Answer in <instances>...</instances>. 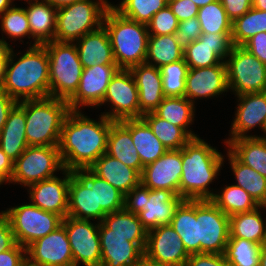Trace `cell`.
Segmentation results:
<instances>
[{
	"label": "cell",
	"mask_w": 266,
	"mask_h": 266,
	"mask_svg": "<svg viewBox=\"0 0 266 266\" xmlns=\"http://www.w3.org/2000/svg\"><path fill=\"white\" fill-rule=\"evenodd\" d=\"M184 50L174 39V34L149 35L145 63L157 68L184 59Z\"/></svg>",
	"instance_id": "obj_39"
},
{
	"label": "cell",
	"mask_w": 266,
	"mask_h": 266,
	"mask_svg": "<svg viewBox=\"0 0 266 266\" xmlns=\"http://www.w3.org/2000/svg\"><path fill=\"white\" fill-rule=\"evenodd\" d=\"M131 137L143 167L153 163L167 151L142 118L131 119Z\"/></svg>",
	"instance_id": "obj_37"
},
{
	"label": "cell",
	"mask_w": 266,
	"mask_h": 266,
	"mask_svg": "<svg viewBox=\"0 0 266 266\" xmlns=\"http://www.w3.org/2000/svg\"><path fill=\"white\" fill-rule=\"evenodd\" d=\"M7 61L8 58H0V88L4 82Z\"/></svg>",
	"instance_id": "obj_61"
},
{
	"label": "cell",
	"mask_w": 266,
	"mask_h": 266,
	"mask_svg": "<svg viewBox=\"0 0 266 266\" xmlns=\"http://www.w3.org/2000/svg\"><path fill=\"white\" fill-rule=\"evenodd\" d=\"M93 222L70 216L62 221L69 238L74 266H101L99 222Z\"/></svg>",
	"instance_id": "obj_14"
},
{
	"label": "cell",
	"mask_w": 266,
	"mask_h": 266,
	"mask_svg": "<svg viewBox=\"0 0 266 266\" xmlns=\"http://www.w3.org/2000/svg\"><path fill=\"white\" fill-rule=\"evenodd\" d=\"M103 25L109 34L114 59L120 69L145 63L149 38L146 24L123 17L110 6L105 12Z\"/></svg>",
	"instance_id": "obj_4"
},
{
	"label": "cell",
	"mask_w": 266,
	"mask_h": 266,
	"mask_svg": "<svg viewBox=\"0 0 266 266\" xmlns=\"http://www.w3.org/2000/svg\"><path fill=\"white\" fill-rule=\"evenodd\" d=\"M260 266H266V244L261 245L260 249Z\"/></svg>",
	"instance_id": "obj_64"
},
{
	"label": "cell",
	"mask_w": 266,
	"mask_h": 266,
	"mask_svg": "<svg viewBox=\"0 0 266 266\" xmlns=\"http://www.w3.org/2000/svg\"><path fill=\"white\" fill-rule=\"evenodd\" d=\"M0 89L16 102L49 97V56L46 48L43 45L28 46L24 53H15L12 48Z\"/></svg>",
	"instance_id": "obj_2"
},
{
	"label": "cell",
	"mask_w": 266,
	"mask_h": 266,
	"mask_svg": "<svg viewBox=\"0 0 266 266\" xmlns=\"http://www.w3.org/2000/svg\"><path fill=\"white\" fill-rule=\"evenodd\" d=\"M101 266H133L144 252L127 237L109 234V228L99 222Z\"/></svg>",
	"instance_id": "obj_24"
},
{
	"label": "cell",
	"mask_w": 266,
	"mask_h": 266,
	"mask_svg": "<svg viewBox=\"0 0 266 266\" xmlns=\"http://www.w3.org/2000/svg\"><path fill=\"white\" fill-rule=\"evenodd\" d=\"M26 257V248L16 243L11 249L0 252V266H19Z\"/></svg>",
	"instance_id": "obj_55"
},
{
	"label": "cell",
	"mask_w": 266,
	"mask_h": 266,
	"mask_svg": "<svg viewBox=\"0 0 266 266\" xmlns=\"http://www.w3.org/2000/svg\"><path fill=\"white\" fill-rule=\"evenodd\" d=\"M201 34V25L196 16L179 22L174 39L185 50L193 41L199 39Z\"/></svg>",
	"instance_id": "obj_49"
},
{
	"label": "cell",
	"mask_w": 266,
	"mask_h": 266,
	"mask_svg": "<svg viewBox=\"0 0 266 266\" xmlns=\"http://www.w3.org/2000/svg\"><path fill=\"white\" fill-rule=\"evenodd\" d=\"M262 132H263V134L262 135L259 134V136H257V137L266 140V119H265L264 125L262 127Z\"/></svg>",
	"instance_id": "obj_67"
},
{
	"label": "cell",
	"mask_w": 266,
	"mask_h": 266,
	"mask_svg": "<svg viewBox=\"0 0 266 266\" xmlns=\"http://www.w3.org/2000/svg\"><path fill=\"white\" fill-rule=\"evenodd\" d=\"M89 169L118 189L124 196L141 183L140 173L120 160L104 153Z\"/></svg>",
	"instance_id": "obj_29"
},
{
	"label": "cell",
	"mask_w": 266,
	"mask_h": 266,
	"mask_svg": "<svg viewBox=\"0 0 266 266\" xmlns=\"http://www.w3.org/2000/svg\"><path fill=\"white\" fill-rule=\"evenodd\" d=\"M191 1H193L200 8L216 0H191Z\"/></svg>",
	"instance_id": "obj_66"
},
{
	"label": "cell",
	"mask_w": 266,
	"mask_h": 266,
	"mask_svg": "<svg viewBox=\"0 0 266 266\" xmlns=\"http://www.w3.org/2000/svg\"><path fill=\"white\" fill-rule=\"evenodd\" d=\"M141 118L167 150L182 149L192 139L183 128L170 124L153 112L143 114Z\"/></svg>",
	"instance_id": "obj_40"
},
{
	"label": "cell",
	"mask_w": 266,
	"mask_h": 266,
	"mask_svg": "<svg viewBox=\"0 0 266 266\" xmlns=\"http://www.w3.org/2000/svg\"><path fill=\"white\" fill-rule=\"evenodd\" d=\"M96 209L110 214L124 209V195L109 182L95 175Z\"/></svg>",
	"instance_id": "obj_47"
},
{
	"label": "cell",
	"mask_w": 266,
	"mask_h": 266,
	"mask_svg": "<svg viewBox=\"0 0 266 266\" xmlns=\"http://www.w3.org/2000/svg\"><path fill=\"white\" fill-rule=\"evenodd\" d=\"M184 199L166 189H149L141 183L124 196V209L137 214L147 231L171 224L176 208Z\"/></svg>",
	"instance_id": "obj_6"
},
{
	"label": "cell",
	"mask_w": 266,
	"mask_h": 266,
	"mask_svg": "<svg viewBox=\"0 0 266 266\" xmlns=\"http://www.w3.org/2000/svg\"><path fill=\"white\" fill-rule=\"evenodd\" d=\"M43 1L51 5L55 9H59L82 0H43Z\"/></svg>",
	"instance_id": "obj_59"
},
{
	"label": "cell",
	"mask_w": 266,
	"mask_h": 266,
	"mask_svg": "<svg viewBox=\"0 0 266 266\" xmlns=\"http://www.w3.org/2000/svg\"><path fill=\"white\" fill-rule=\"evenodd\" d=\"M9 219L16 243L27 248L36 240L55 231L63 218L35 205L22 203L2 211Z\"/></svg>",
	"instance_id": "obj_10"
},
{
	"label": "cell",
	"mask_w": 266,
	"mask_h": 266,
	"mask_svg": "<svg viewBox=\"0 0 266 266\" xmlns=\"http://www.w3.org/2000/svg\"><path fill=\"white\" fill-rule=\"evenodd\" d=\"M64 166L58 146H28L13 164L10 184L27 186L57 176Z\"/></svg>",
	"instance_id": "obj_9"
},
{
	"label": "cell",
	"mask_w": 266,
	"mask_h": 266,
	"mask_svg": "<svg viewBox=\"0 0 266 266\" xmlns=\"http://www.w3.org/2000/svg\"><path fill=\"white\" fill-rule=\"evenodd\" d=\"M28 146L24 100L17 102L8 114L0 131V148L15 162Z\"/></svg>",
	"instance_id": "obj_27"
},
{
	"label": "cell",
	"mask_w": 266,
	"mask_h": 266,
	"mask_svg": "<svg viewBox=\"0 0 266 266\" xmlns=\"http://www.w3.org/2000/svg\"><path fill=\"white\" fill-rule=\"evenodd\" d=\"M74 43L83 68H89L97 64H116L109 34L104 25L85 34Z\"/></svg>",
	"instance_id": "obj_26"
},
{
	"label": "cell",
	"mask_w": 266,
	"mask_h": 266,
	"mask_svg": "<svg viewBox=\"0 0 266 266\" xmlns=\"http://www.w3.org/2000/svg\"><path fill=\"white\" fill-rule=\"evenodd\" d=\"M133 266H171V265L160 264L151 261L145 255H143Z\"/></svg>",
	"instance_id": "obj_60"
},
{
	"label": "cell",
	"mask_w": 266,
	"mask_h": 266,
	"mask_svg": "<svg viewBox=\"0 0 266 266\" xmlns=\"http://www.w3.org/2000/svg\"><path fill=\"white\" fill-rule=\"evenodd\" d=\"M120 68L108 64L84 68L75 94L67 101L70 110L97 108L103 101L109 82Z\"/></svg>",
	"instance_id": "obj_16"
},
{
	"label": "cell",
	"mask_w": 266,
	"mask_h": 266,
	"mask_svg": "<svg viewBox=\"0 0 266 266\" xmlns=\"http://www.w3.org/2000/svg\"><path fill=\"white\" fill-rule=\"evenodd\" d=\"M14 162L0 148V187L9 184L13 174Z\"/></svg>",
	"instance_id": "obj_56"
},
{
	"label": "cell",
	"mask_w": 266,
	"mask_h": 266,
	"mask_svg": "<svg viewBox=\"0 0 266 266\" xmlns=\"http://www.w3.org/2000/svg\"><path fill=\"white\" fill-rule=\"evenodd\" d=\"M49 56V97L68 101L77 91L83 67L74 42L42 44Z\"/></svg>",
	"instance_id": "obj_7"
},
{
	"label": "cell",
	"mask_w": 266,
	"mask_h": 266,
	"mask_svg": "<svg viewBox=\"0 0 266 266\" xmlns=\"http://www.w3.org/2000/svg\"><path fill=\"white\" fill-rule=\"evenodd\" d=\"M200 253L224 254L229 240V216L211 200H197Z\"/></svg>",
	"instance_id": "obj_13"
},
{
	"label": "cell",
	"mask_w": 266,
	"mask_h": 266,
	"mask_svg": "<svg viewBox=\"0 0 266 266\" xmlns=\"http://www.w3.org/2000/svg\"><path fill=\"white\" fill-rule=\"evenodd\" d=\"M200 136L182 148L180 197L184 200H211L215 182L224 166V154ZM212 189V190H210Z\"/></svg>",
	"instance_id": "obj_3"
},
{
	"label": "cell",
	"mask_w": 266,
	"mask_h": 266,
	"mask_svg": "<svg viewBox=\"0 0 266 266\" xmlns=\"http://www.w3.org/2000/svg\"><path fill=\"white\" fill-rule=\"evenodd\" d=\"M0 24V31L6 37L2 33L1 35L5 40L9 39L11 42L20 40L19 44L24 43L23 39L26 36V38L31 40V31L25 7H19V5L14 4L11 8L0 14Z\"/></svg>",
	"instance_id": "obj_42"
},
{
	"label": "cell",
	"mask_w": 266,
	"mask_h": 266,
	"mask_svg": "<svg viewBox=\"0 0 266 266\" xmlns=\"http://www.w3.org/2000/svg\"><path fill=\"white\" fill-rule=\"evenodd\" d=\"M3 37L0 38V58H9L10 52L13 48L12 44H9Z\"/></svg>",
	"instance_id": "obj_58"
},
{
	"label": "cell",
	"mask_w": 266,
	"mask_h": 266,
	"mask_svg": "<svg viewBox=\"0 0 266 266\" xmlns=\"http://www.w3.org/2000/svg\"><path fill=\"white\" fill-rule=\"evenodd\" d=\"M197 18L201 25V33H231L232 31V21L220 0L200 7Z\"/></svg>",
	"instance_id": "obj_45"
},
{
	"label": "cell",
	"mask_w": 266,
	"mask_h": 266,
	"mask_svg": "<svg viewBox=\"0 0 266 266\" xmlns=\"http://www.w3.org/2000/svg\"><path fill=\"white\" fill-rule=\"evenodd\" d=\"M263 209V210H262ZM266 206H259L250 212L237 213L229 217V238H243L257 244L266 240ZM263 211V212H262Z\"/></svg>",
	"instance_id": "obj_31"
},
{
	"label": "cell",
	"mask_w": 266,
	"mask_h": 266,
	"mask_svg": "<svg viewBox=\"0 0 266 266\" xmlns=\"http://www.w3.org/2000/svg\"><path fill=\"white\" fill-rule=\"evenodd\" d=\"M196 106L185 96L165 97L153 113L170 124L183 128L192 138L199 137L190 127L194 124ZM196 133V134H195Z\"/></svg>",
	"instance_id": "obj_33"
},
{
	"label": "cell",
	"mask_w": 266,
	"mask_h": 266,
	"mask_svg": "<svg viewBox=\"0 0 266 266\" xmlns=\"http://www.w3.org/2000/svg\"><path fill=\"white\" fill-rule=\"evenodd\" d=\"M220 189L215 192L211 201L229 217L237 213L250 212L259 207L243 188L233 183Z\"/></svg>",
	"instance_id": "obj_38"
},
{
	"label": "cell",
	"mask_w": 266,
	"mask_h": 266,
	"mask_svg": "<svg viewBox=\"0 0 266 266\" xmlns=\"http://www.w3.org/2000/svg\"><path fill=\"white\" fill-rule=\"evenodd\" d=\"M233 47L231 33H202L184 50L189 68L211 67L225 62Z\"/></svg>",
	"instance_id": "obj_21"
},
{
	"label": "cell",
	"mask_w": 266,
	"mask_h": 266,
	"mask_svg": "<svg viewBox=\"0 0 266 266\" xmlns=\"http://www.w3.org/2000/svg\"><path fill=\"white\" fill-rule=\"evenodd\" d=\"M171 226L189 254L200 253L197 231V200H183L176 208Z\"/></svg>",
	"instance_id": "obj_32"
},
{
	"label": "cell",
	"mask_w": 266,
	"mask_h": 266,
	"mask_svg": "<svg viewBox=\"0 0 266 266\" xmlns=\"http://www.w3.org/2000/svg\"><path fill=\"white\" fill-rule=\"evenodd\" d=\"M16 244L14 233L8 217L0 212V252L11 249Z\"/></svg>",
	"instance_id": "obj_53"
},
{
	"label": "cell",
	"mask_w": 266,
	"mask_h": 266,
	"mask_svg": "<svg viewBox=\"0 0 266 266\" xmlns=\"http://www.w3.org/2000/svg\"><path fill=\"white\" fill-rule=\"evenodd\" d=\"M185 266H229L224 254H190Z\"/></svg>",
	"instance_id": "obj_51"
},
{
	"label": "cell",
	"mask_w": 266,
	"mask_h": 266,
	"mask_svg": "<svg viewBox=\"0 0 266 266\" xmlns=\"http://www.w3.org/2000/svg\"><path fill=\"white\" fill-rule=\"evenodd\" d=\"M167 5L168 0H121L119 4L111 3L123 17L146 25Z\"/></svg>",
	"instance_id": "obj_44"
},
{
	"label": "cell",
	"mask_w": 266,
	"mask_h": 266,
	"mask_svg": "<svg viewBox=\"0 0 266 266\" xmlns=\"http://www.w3.org/2000/svg\"><path fill=\"white\" fill-rule=\"evenodd\" d=\"M19 266H42L40 264H37L35 262H32L27 256L25 259L20 263Z\"/></svg>",
	"instance_id": "obj_65"
},
{
	"label": "cell",
	"mask_w": 266,
	"mask_h": 266,
	"mask_svg": "<svg viewBox=\"0 0 266 266\" xmlns=\"http://www.w3.org/2000/svg\"><path fill=\"white\" fill-rule=\"evenodd\" d=\"M168 6L177 17L178 22L198 15L199 7L191 0H168Z\"/></svg>",
	"instance_id": "obj_50"
},
{
	"label": "cell",
	"mask_w": 266,
	"mask_h": 266,
	"mask_svg": "<svg viewBox=\"0 0 266 266\" xmlns=\"http://www.w3.org/2000/svg\"><path fill=\"white\" fill-rule=\"evenodd\" d=\"M236 98L237 106L235 107V114L231 128L229 130V137L223 140L226 145L234 139L242 137H257L258 134L252 135L249 132L256 130L258 127L262 131L266 119V91L259 93H247L243 95L234 96Z\"/></svg>",
	"instance_id": "obj_17"
},
{
	"label": "cell",
	"mask_w": 266,
	"mask_h": 266,
	"mask_svg": "<svg viewBox=\"0 0 266 266\" xmlns=\"http://www.w3.org/2000/svg\"><path fill=\"white\" fill-rule=\"evenodd\" d=\"M177 17L167 5L159 10L147 24L149 35H169L174 34L178 29Z\"/></svg>",
	"instance_id": "obj_48"
},
{
	"label": "cell",
	"mask_w": 266,
	"mask_h": 266,
	"mask_svg": "<svg viewBox=\"0 0 266 266\" xmlns=\"http://www.w3.org/2000/svg\"><path fill=\"white\" fill-rule=\"evenodd\" d=\"M242 46L266 65V32L257 33Z\"/></svg>",
	"instance_id": "obj_52"
},
{
	"label": "cell",
	"mask_w": 266,
	"mask_h": 266,
	"mask_svg": "<svg viewBox=\"0 0 266 266\" xmlns=\"http://www.w3.org/2000/svg\"><path fill=\"white\" fill-rule=\"evenodd\" d=\"M108 0H82L57 9L55 41L75 42L103 25Z\"/></svg>",
	"instance_id": "obj_8"
},
{
	"label": "cell",
	"mask_w": 266,
	"mask_h": 266,
	"mask_svg": "<svg viewBox=\"0 0 266 266\" xmlns=\"http://www.w3.org/2000/svg\"><path fill=\"white\" fill-rule=\"evenodd\" d=\"M225 63L229 92L234 96L266 91V65L243 46L233 45Z\"/></svg>",
	"instance_id": "obj_11"
},
{
	"label": "cell",
	"mask_w": 266,
	"mask_h": 266,
	"mask_svg": "<svg viewBox=\"0 0 266 266\" xmlns=\"http://www.w3.org/2000/svg\"><path fill=\"white\" fill-rule=\"evenodd\" d=\"M17 102L0 89V131L6 123L10 110Z\"/></svg>",
	"instance_id": "obj_57"
},
{
	"label": "cell",
	"mask_w": 266,
	"mask_h": 266,
	"mask_svg": "<svg viewBox=\"0 0 266 266\" xmlns=\"http://www.w3.org/2000/svg\"><path fill=\"white\" fill-rule=\"evenodd\" d=\"M97 120L82 110H70L63 121L59 152L64 169L77 171L89 168L106 153L111 119L99 114Z\"/></svg>",
	"instance_id": "obj_1"
},
{
	"label": "cell",
	"mask_w": 266,
	"mask_h": 266,
	"mask_svg": "<svg viewBox=\"0 0 266 266\" xmlns=\"http://www.w3.org/2000/svg\"><path fill=\"white\" fill-rule=\"evenodd\" d=\"M104 105L108 111L101 112L112 121H123L126 119H139L142 113L139 110L138 89L129 69H119L112 77L107 87L105 97L97 108ZM111 106V107H110Z\"/></svg>",
	"instance_id": "obj_12"
},
{
	"label": "cell",
	"mask_w": 266,
	"mask_h": 266,
	"mask_svg": "<svg viewBox=\"0 0 266 266\" xmlns=\"http://www.w3.org/2000/svg\"><path fill=\"white\" fill-rule=\"evenodd\" d=\"M229 19L233 22L252 8V0H220Z\"/></svg>",
	"instance_id": "obj_54"
},
{
	"label": "cell",
	"mask_w": 266,
	"mask_h": 266,
	"mask_svg": "<svg viewBox=\"0 0 266 266\" xmlns=\"http://www.w3.org/2000/svg\"><path fill=\"white\" fill-rule=\"evenodd\" d=\"M226 147L240 162L266 177V140L242 137L231 140Z\"/></svg>",
	"instance_id": "obj_36"
},
{
	"label": "cell",
	"mask_w": 266,
	"mask_h": 266,
	"mask_svg": "<svg viewBox=\"0 0 266 266\" xmlns=\"http://www.w3.org/2000/svg\"><path fill=\"white\" fill-rule=\"evenodd\" d=\"M144 255L151 261L171 266H185L190 256L171 224L148 231Z\"/></svg>",
	"instance_id": "obj_18"
},
{
	"label": "cell",
	"mask_w": 266,
	"mask_h": 266,
	"mask_svg": "<svg viewBox=\"0 0 266 266\" xmlns=\"http://www.w3.org/2000/svg\"><path fill=\"white\" fill-rule=\"evenodd\" d=\"M182 149L167 150L160 158L145 166L141 184L149 189H166L180 196Z\"/></svg>",
	"instance_id": "obj_23"
},
{
	"label": "cell",
	"mask_w": 266,
	"mask_h": 266,
	"mask_svg": "<svg viewBox=\"0 0 266 266\" xmlns=\"http://www.w3.org/2000/svg\"><path fill=\"white\" fill-rule=\"evenodd\" d=\"M225 151L224 160H228L235 178L233 184L243 188L259 206H266V177L244 165L228 149Z\"/></svg>",
	"instance_id": "obj_34"
},
{
	"label": "cell",
	"mask_w": 266,
	"mask_h": 266,
	"mask_svg": "<svg viewBox=\"0 0 266 266\" xmlns=\"http://www.w3.org/2000/svg\"><path fill=\"white\" fill-rule=\"evenodd\" d=\"M108 228L109 234H120L135 243L143 252L147 244L148 231L140 222L137 214L125 209L107 214L102 221Z\"/></svg>",
	"instance_id": "obj_35"
},
{
	"label": "cell",
	"mask_w": 266,
	"mask_h": 266,
	"mask_svg": "<svg viewBox=\"0 0 266 266\" xmlns=\"http://www.w3.org/2000/svg\"><path fill=\"white\" fill-rule=\"evenodd\" d=\"M106 154L141 174L144 167L131 137V119L111 123Z\"/></svg>",
	"instance_id": "obj_30"
},
{
	"label": "cell",
	"mask_w": 266,
	"mask_h": 266,
	"mask_svg": "<svg viewBox=\"0 0 266 266\" xmlns=\"http://www.w3.org/2000/svg\"><path fill=\"white\" fill-rule=\"evenodd\" d=\"M107 214L96 209L95 174L84 168L70 176L67 216L102 222Z\"/></svg>",
	"instance_id": "obj_15"
},
{
	"label": "cell",
	"mask_w": 266,
	"mask_h": 266,
	"mask_svg": "<svg viewBox=\"0 0 266 266\" xmlns=\"http://www.w3.org/2000/svg\"><path fill=\"white\" fill-rule=\"evenodd\" d=\"M73 172L65 169L60 173L63 176H55L27 186L30 203L64 219L68 213L69 183Z\"/></svg>",
	"instance_id": "obj_20"
},
{
	"label": "cell",
	"mask_w": 266,
	"mask_h": 266,
	"mask_svg": "<svg viewBox=\"0 0 266 266\" xmlns=\"http://www.w3.org/2000/svg\"><path fill=\"white\" fill-rule=\"evenodd\" d=\"M261 245L243 238H229L224 256L229 266H260Z\"/></svg>",
	"instance_id": "obj_43"
},
{
	"label": "cell",
	"mask_w": 266,
	"mask_h": 266,
	"mask_svg": "<svg viewBox=\"0 0 266 266\" xmlns=\"http://www.w3.org/2000/svg\"><path fill=\"white\" fill-rule=\"evenodd\" d=\"M260 32H266V11L252 7L232 22V44L242 46L247 40Z\"/></svg>",
	"instance_id": "obj_41"
},
{
	"label": "cell",
	"mask_w": 266,
	"mask_h": 266,
	"mask_svg": "<svg viewBox=\"0 0 266 266\" xmlns=\"http://www.w3.org/2000/svg\"><path fill=\"white\" fill-rule=\"evenodd\" d=\"M229 92L225 62L202 68H189L186 77L185 97L196 105V100L215 99Z\"/></svg>",
	"instance_id": "obj_19"
},
{
	"label": "cell",
	"mask_w": 266,
	"mask_h": 266,
	"mask_svg": "<svg viewBox=\"0 0 266 266\" xmlns=\"http://www.w3.org/2000/svg\"><path fill=\"white\" fill-rule=\"evenodd\" d=\"M70 111L66 100L54 97L25 100L29 146H59L62 124Z\"/></svg>",
	"instance_id": "obj_5"
},
{
	"label": "cell",
	"mask_w": 266,
	"mask_h": 266,
	"mask_svg": "<svg viewBox=\"0 0 266 266\" xmlns=\"http://www.w3.org/2000/svg\"><path fill=\"white\" fill-rule=\"evenodd\" d=\"M188 70L189 67L184 59L160 67L165 97H182L185 95Z\"/></svg>",
	"instance_id": "obj_46"
},
{
	"label": "cell",
	"mask_w": 266,
	"mask_h": 266,
	"mask_svg": "<svg viewBox=\"0 0 266 266\" xmlns=\"http://www.w3.org/2000/svg\"><path fill=\"white\" fill-rule=\"evenodd\" d=\"M252 7L257 10L266 11V0H252Z\"/></svg>",
	"instance_id": "obj_63"
},
{
	"label": "cell",
	"mask_w": 266,
	"mask_h": 266,
	"mask_svg": "<svg viewBox=\"0 0 266 266\" xmlns=\"http://www.w3.org/2000/svg\"><path fill=\"white\" fill-rule=\"evenodd\" d=\"M26 256L42 266H74L72 250L63 225L26 248Z\"/></svg>",
	"instance_id": "obj_22"
},
{
	"label": "cell",
	"mask_w": 266,
	"mask_h": 266,
	"mask_svg": "<svg viewBox=\"0 0 266 266\" xmlns=\"http://www.w3.org/2000/svg\"><path fill=\"white\" fill-rule=\"evenodd\" d=\"M129 70L137 85L140 112L142 114L153 112L165 98L160 68L141 63Z\"/></svg>",
	"instance_id": "obj_25"
},
{
	"label": "cell",
	"mask_w": 266,
	"mask_h": 266,
	"mask_svg": "<svg viewBox=\"0 0 266 266\" xmlns=\"http://www.w3.org/2000/svg\"><path fill=\"white\" fill-rule=\"evenodd\" d=\"M25 7L32 40L28 46L42 45L53 41L56 33L57 9L43 0H27Z\"/></svg>",
	"instance_id": "obj_28"
},
{
	"label": "cell",
	"mask_w": 266,
	"mask_h": 266,
	"mask_svg": "<svg viewBox=\"0 0 266 266\" xmlns=\"http://www.w3.org/2000/svg\"><path fill=\"white\" fill-rule=\"evenodd\" d=\"M14 0H0V14L14 5Z\"/></svg>",
	"instance_id": "obj_62"
}]
</instances>
